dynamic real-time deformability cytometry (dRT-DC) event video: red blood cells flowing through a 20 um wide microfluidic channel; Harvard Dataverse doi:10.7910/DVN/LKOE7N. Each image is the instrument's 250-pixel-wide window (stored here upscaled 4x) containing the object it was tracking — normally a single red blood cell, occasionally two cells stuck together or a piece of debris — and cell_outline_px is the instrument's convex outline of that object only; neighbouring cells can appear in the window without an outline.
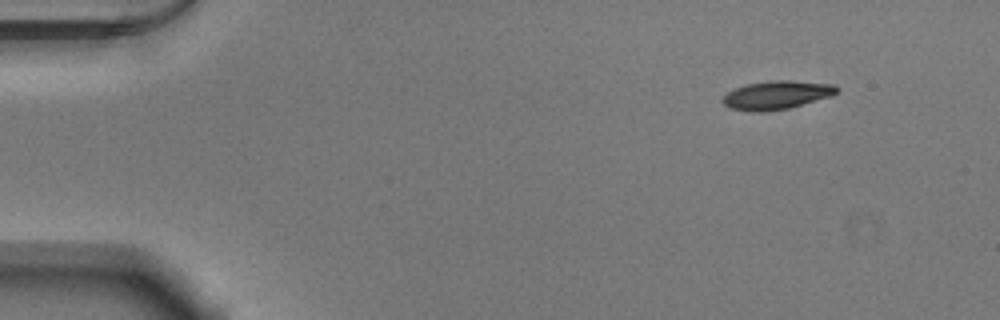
{"species": "Egyptian fruit bat (a non-hibernating species)", "species_latin": "Rousettus aegyptiacus", "temperature_condition": "warm", "stored_images_in_passage": 48, "camera_frame_rate_fps": 3000, "um_per_image_px": 0.085, "animal": {"sex": "male"}, "frame": {"image": 1, "passage_image": 1, "time_ms": 0.0, "image_size_px": [1000, 320], "cell_outline_px": [[840, 88], [832, 96], [788, 108], [764, 112], [752, 112], [728, 108], [720, 100], [728, 92], [736, 88], [748, 84], [772, 80], [792, 80], [836, 84]], "centroid_in_image_um": [66.03, 8.08], "position_along_channel_um": 19.0, "area_um2": 19.07}}
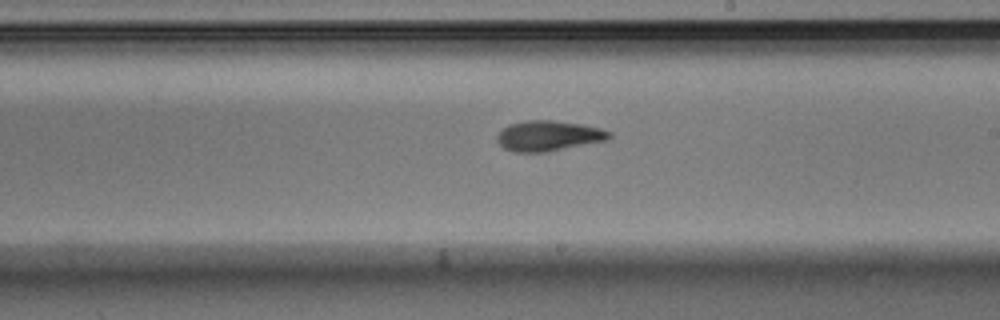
{"frame": {"image": 2, "passage_image": 26, "time_ms": 8.333, "image_size_px": [1000, 320], "cell_outline_px": [[612, 136], [608, 140], [544, 152], [512, 152], [504, 148], [496, 140], [496, 136], [508, 124], [528, 120], [552, 120], [580, 124], [600, 128], [612, 132]], "centroid_in_image_um": [46.62, 11.54], "position_along_channel_um": 242.4, "area_um2": 19.77}}
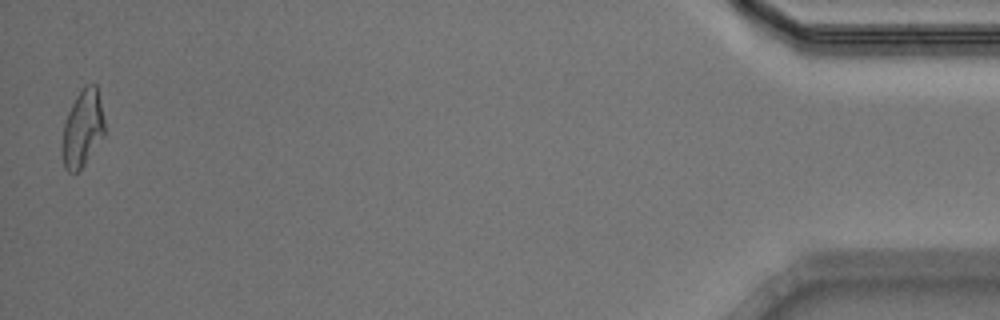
{"frame": {"image": 3, "passage_image": 47, "time_ms": 15.333, "image_size_px": [1000, 320], "cell_outline_px": [[104, 136], [84, 164], [76, 172], [68, 172], [64, 168], [60, 148], [64, 124], [68, 112], [76, 96], [84, 84], [96, 84], [104, 120]], "centroid_in_image_um": [6.99, 10.93], "position_along_channel_um": 428.2, "area_um2": 19.07}, "authors_computed_cell_mechanics": {"area_um2": 19.363, "velocity_mm_per_s": 3.8948, "shape_relaxation_time_tau1_ms": 5.4156, "shape_relaxation_time_tau2_ms": 3.0844, "deformation_change_tau1": 0.1832, "deformation_change_tau2": 0.0826}}